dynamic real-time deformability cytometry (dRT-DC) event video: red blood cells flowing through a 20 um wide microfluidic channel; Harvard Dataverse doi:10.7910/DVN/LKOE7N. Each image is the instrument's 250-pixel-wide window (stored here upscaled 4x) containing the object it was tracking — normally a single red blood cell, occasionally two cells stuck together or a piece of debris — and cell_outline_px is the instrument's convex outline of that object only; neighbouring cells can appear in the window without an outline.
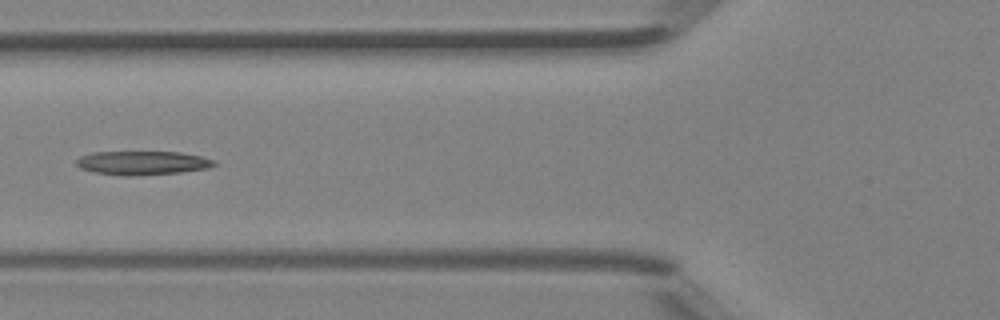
{"species": "Egyptian fruit bat (a non-hibernating species)", "species_latin": "Rousettus aegyptiacus", "temperature_condition": "room temperature", "stored_images_in_passage": 5, "camera_frame_rate_fps": 3000, "um_per_image_px": 0.085, "animal": {"sex": "female"}, "frame": {"image": 1, "passage_image": 5, "time_ms": 1.333, "image_size_px": [1000, 320], "cell_outline_px": [[216, 164], [208, 168], [180, 172], [128, 176], [120, 176], [92, 172], [80, 168], [76, 164], [76, 160], [80, 156], [92, 152], [180, 152], [200, 156], [216, 160]], "centroid_in_image_um": [12.07, 13.85], "position_along_channel_um": 113.7, "area_um2": 19.19}}